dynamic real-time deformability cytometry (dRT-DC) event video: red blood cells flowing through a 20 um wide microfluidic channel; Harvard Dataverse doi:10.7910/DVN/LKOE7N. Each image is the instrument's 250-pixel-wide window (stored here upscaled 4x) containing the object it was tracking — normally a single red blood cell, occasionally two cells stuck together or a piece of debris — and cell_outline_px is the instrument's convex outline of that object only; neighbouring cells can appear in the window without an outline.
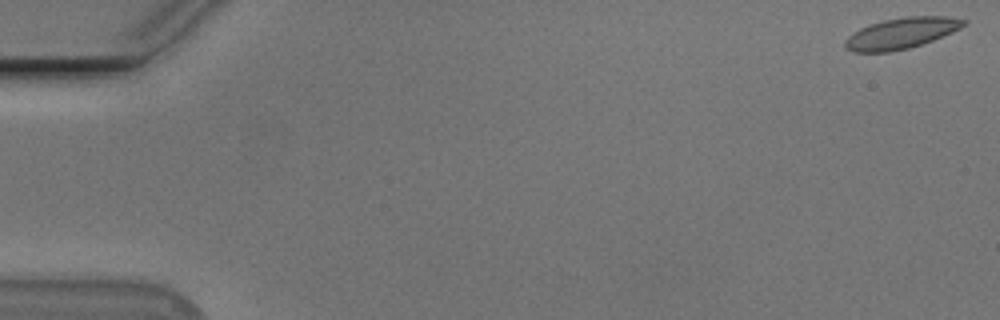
{"species": "Egyptian fruit bat (a non-hibernating species)", "species_latin": "Rousettus aegyptiacus", "temperature_condition": "cold", "stored_images_in_passage": 50, "camera_frame_rate_fps": 3000, "um_per_image_px": 0.085, "animal": {"sex": "male"}, "frame": {"image": 1, "passage_image": 1, "time_ms": 0.0, "image_size_px": [1000, 320], "cell_outline_px": [[968, 24], [952, 32], [932, 40], [908, 48], [888, 52], [852, 52], [844, 48], [844, 40], [848, 36], [860, 28], [868, 24], [884, 20], [904, 16], [948, 16], [968, 20]], "centroid_in_image_um": [76.6, 2.81], "position_along_channel_um": 8.4, "area_um2": 21.5}}
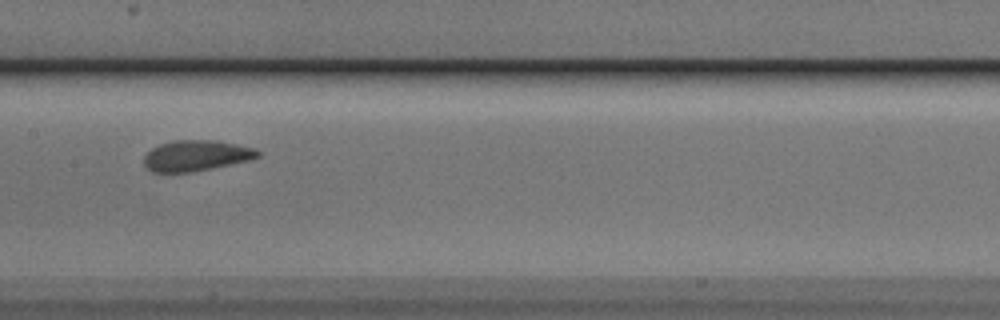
{"frame": {"image": 2, "passage_image": 28, "time_ms": 9.0, "image_size_px": [1000, 320], "cell_outline_px": [[260, 156], [248, 160], [212, 168], [192, 172], [152, 172], [144, 164], [144, 156], [152, 148], [160, 144], [172, 140], [216, 140], [256, 148], [260, 152]], "centroid_in_image_um": [16.67, 13.22], "position_along_channel_um": 190.7, "area_um2": 20.35}}
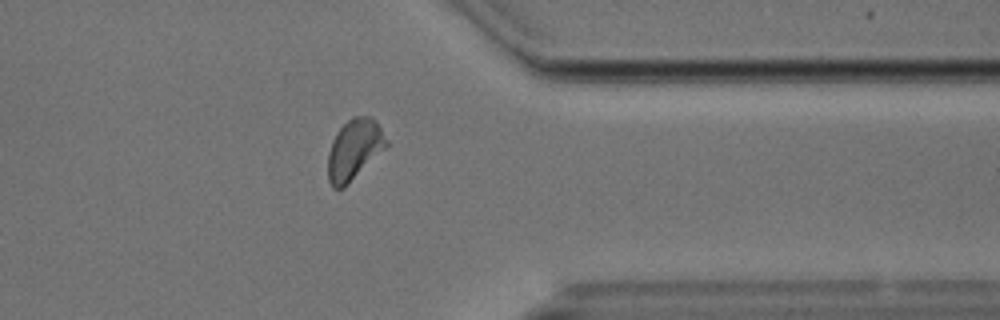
{"frame": {"image": 3, "passage_image": 44, "time_ms": 14.333, "image_size_px": [1000, 320], "cell_outline_px": [[388, 144], [344, 188], [332, 188], [328, 180], [328, 152], [332, 140], [336, 132], [352, 116], [372, 116], [376, 120], [388, 140]], "centroid_in_image_um": [30.09, 12.69], "position_along_channel_um": 381.3, "area_um2": 20.46}, "authors_computed_cell_mechanics": {"area_um2": 20.9525, "velocity_mm_per_s": 3.7279, "shape_relaxation_time_tau1_ms": 2.6879, "shape_relaxation_time_tau2_ms": 1.1568, "deformation_change_tau1": 0.0981, "deformation_change_tau2": 0.0666}}